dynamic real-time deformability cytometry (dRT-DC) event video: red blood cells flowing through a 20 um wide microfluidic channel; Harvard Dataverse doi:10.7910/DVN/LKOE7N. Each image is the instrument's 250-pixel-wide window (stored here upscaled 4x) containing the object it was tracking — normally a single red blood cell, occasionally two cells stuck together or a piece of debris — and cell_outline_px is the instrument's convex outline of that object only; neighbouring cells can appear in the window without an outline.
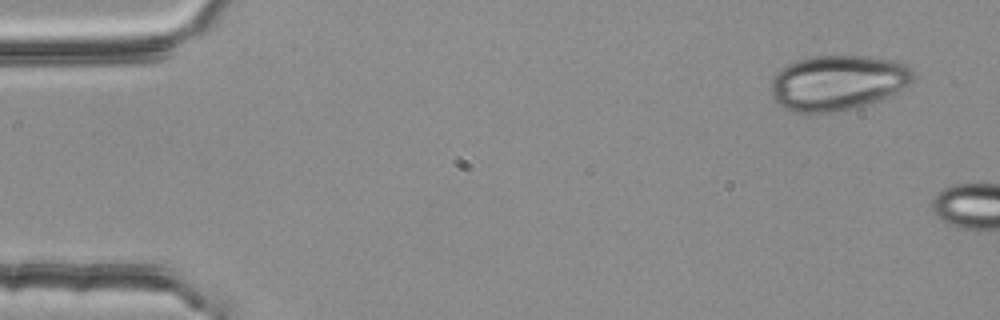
{"species": "common noctule bat (a hibernating species)", "species_latin": "Nyctalus noctula", "temperature_condition": "room temperature", "stored_images_in_passage": 2, "camera_frame_rate_fps": 3000, "um_per_image_px": 0.085, "animal": {"sex": "female", "body_mass_g": 25.1}, "frame": {"image": 1, "passage_image": 1, "time_ms": 0.0, "image_size_px": [1000, 320], "cell_outline_px": [[916, 76], [908, 84], [876, 100], [852, 108], [832, 112], [796, 112], [784, 108], [772, 96], [772, 76], [776, 72], [788, 64], [812, 56], [868, 56], [896, 60], [912, 68]], "centroid_in_image_um": [71.19, 7.0], "position_along_channel_um": 13.8, "area_um2": 45.03}}